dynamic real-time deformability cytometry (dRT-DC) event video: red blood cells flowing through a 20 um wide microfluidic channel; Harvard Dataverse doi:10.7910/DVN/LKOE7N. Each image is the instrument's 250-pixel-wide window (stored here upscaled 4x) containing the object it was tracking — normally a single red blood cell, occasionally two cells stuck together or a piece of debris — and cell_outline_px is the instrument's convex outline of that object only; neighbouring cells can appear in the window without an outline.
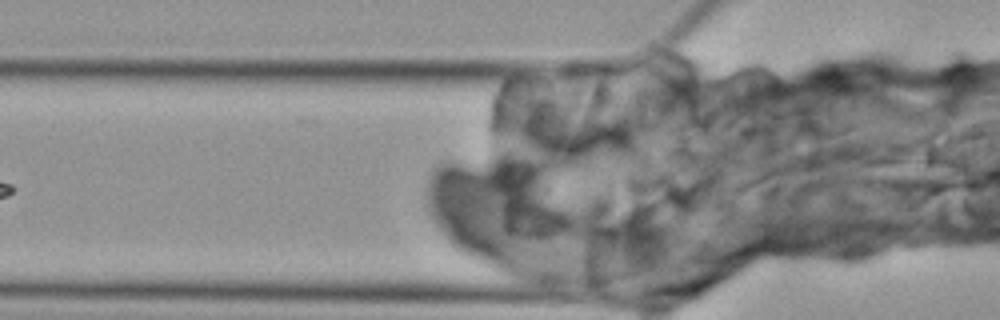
{"species": "Egyptian fruit bat (a non-hibernating species)", "species_latin": "Rousettus aegyptiacus", "temperature_condition": "cold", "stored_images_in_passage": 6, "camera_frame_rate_fps": 3000, "um_per_image_px": 0.085, "animal": {"sex": "female"}, "frame": {"image": 1, "passage_image": 6, "time_ms": 6.0, "image_size_px": [1000, 320], "cell_outline_px": [[984, 168], [956, 188], [924, 196], [900, 196], [864, 184], [860, 164], [868, 156], [896, 152], [932, 148], [936, 148], [964, 156], [976, 160]], "centroid_in_image_um": [78.04, 14.59], "position_along_channel_um": 47.8, "area_um2": 31.21}}